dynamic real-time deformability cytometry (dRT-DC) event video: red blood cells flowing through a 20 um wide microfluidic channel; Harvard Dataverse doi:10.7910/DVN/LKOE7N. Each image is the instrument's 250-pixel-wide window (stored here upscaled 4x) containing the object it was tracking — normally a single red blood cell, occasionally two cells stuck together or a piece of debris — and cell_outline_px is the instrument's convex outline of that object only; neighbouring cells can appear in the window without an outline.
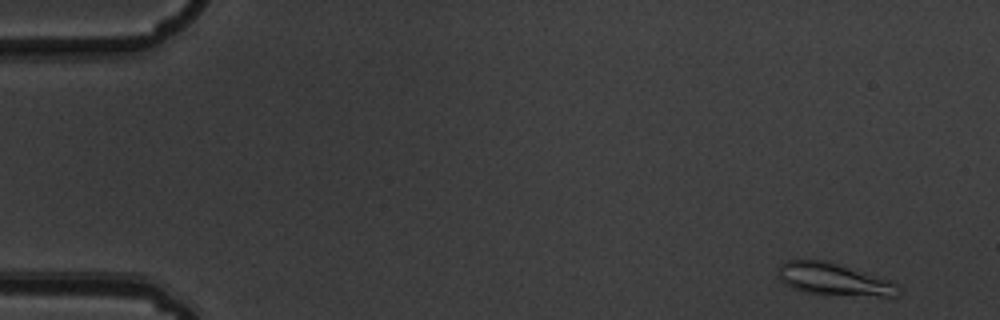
{"species": "common noctule bat (a hibernating species)", "species_latin": "Nyctalus noctula", "temperature_condition": "warm", "stored_images_in_passage": 5, "camera_frame_rate_fps": 3000, "um_per_image_px": 0.085, "animal": {"sex": "male", "body_mass_g": 19.5, "forearm_length_mm": 54.6}, "frame": {"image": 1, "passage_image": 1, "time_ms": 0.0, "image_size_px": [1000, 320], "cell_outline_px": [[900, 296], [880, 296], [808, 292], [792, 288], [784, 284], [780, 280], [776, 268], [784, 260], [828, 260], [892, 280], [900, 284]], "centroid_in_image_um": [70.9, 23.71], "position_along_channel_um": 14.1, "area_um2": 22.77}}